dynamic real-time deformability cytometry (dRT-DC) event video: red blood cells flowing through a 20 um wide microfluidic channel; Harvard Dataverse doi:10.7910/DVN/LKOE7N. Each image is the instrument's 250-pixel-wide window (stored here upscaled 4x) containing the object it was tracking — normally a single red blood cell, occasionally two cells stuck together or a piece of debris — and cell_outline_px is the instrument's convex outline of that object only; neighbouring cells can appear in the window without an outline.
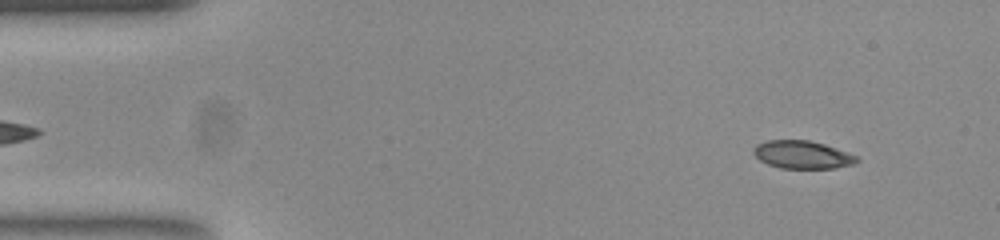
{"species": "common noctule bat (a hibernating species)", "species_latin": "Nyctalus noctula", "temperature_condition": "room temperature", "stored_images_in_passage": 51, "camera_frame_rate_fps": 3000, "um_per_image_px": 0.085, "animal": {"sex": "female", "body_mass_g": 23.0, "forearm_length_mm": 53.4}, "frame": {"image": 1, "passage_image": 4, "time_ms": 1.0, "image_size_px": [1000, 240], "cell_outline_px": [[860, 160], [852, 164], [832, 168], [780, 168], [768, 164], [760, 160], [752, 152], [756, 144], [768, 140], [808, 140], [824, 144], [856, 156]], "centroid_in_image_um": [68.15, 13.14], "position_along_channel_um": 16.8, "area_um2": 16.53}}
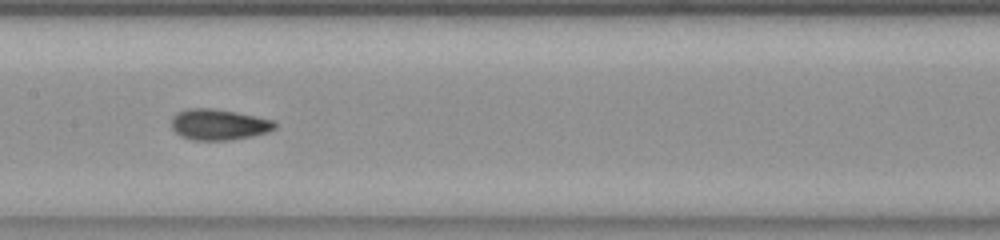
{"frame": {"image": 2, "passage_image": 25, "time_ms": 8.0, "image_size_px": [1000, 240], "cell_outline_px": [[276, 128], [252, 136], [228, 140], [192, 140], [180, 136], [172, 128], [172, 116], [176, 112], [188, 108], [212, 108], [236, 112], [272, 120], [276, 124]], "centroid_in_image_um": [18.54, 10.58], "position_along_channel_um": 188.9, "area_um2": 18.5}}
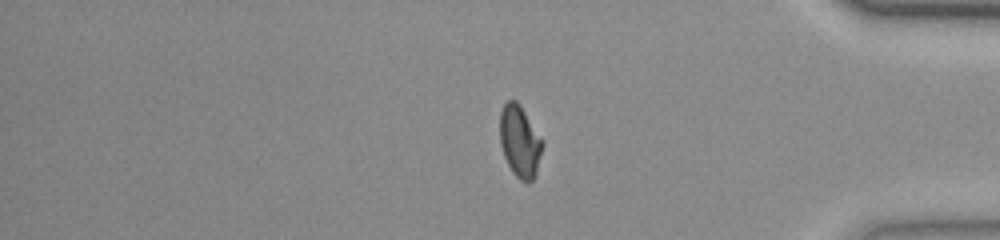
{"frame": {"image": 3, "passage_image": 43, "time_ms": 14.0, "image_size_px": [1000, 240], "cell_outline_px": [[544, 144], [536, 172], [532, 180], [520, 180], [512, 172], [504, 156], [500, 144], [500, 112], [504, 104], [508, 100], [516, 100], [520, 104]], "centroid_in_image_um": [44.16, 11.99], "position_along_channel_um": 391.0, "area_um2": 17.51}, "authors_computed_cell_mechanics": {"area_um2": 17.6868, "velocity_mm_per_s": 3.8164, "shape_relaxation_time_tau1_ms": 5.4503, "shape_relaxation_time_tau2_ms": 1.5518, "deformation_change_tau1": 0.1708, "deformation_change_tau2": 0.0664}}